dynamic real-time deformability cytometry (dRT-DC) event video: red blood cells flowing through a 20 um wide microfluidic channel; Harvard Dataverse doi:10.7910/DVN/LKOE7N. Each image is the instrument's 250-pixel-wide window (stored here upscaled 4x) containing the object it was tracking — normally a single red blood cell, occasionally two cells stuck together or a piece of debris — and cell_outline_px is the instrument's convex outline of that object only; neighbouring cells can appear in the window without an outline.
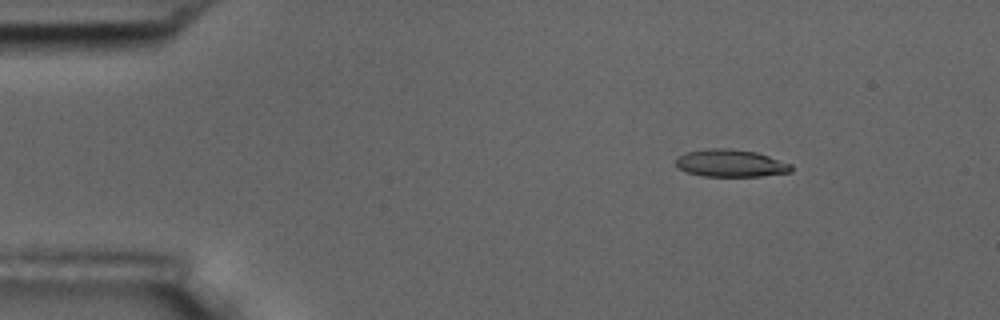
{"species": "common noctule bat (a hibernating species)", "species_latin": "Nyctalus noctula", "temperature_condition": "room temperature", "stored_images_in_passage": 9, "camera_frame_rate_fps": 3000, "um_per_image_px": 0.085, "animal": {"sex": "male", "body_mass_g": 17.5, "forearm_length_mm": 52.3}, "frame": {"image": 1, "passage_image": 3, "time_ms": 2.333, "image_size_px": [1000, 320], "cell_outline_px": [[792, 172], [760, 176], [704, 176], [688, 172], [676, 168], [676, 156], [688, 152], [708, 148], [728, 148], [756, 152], [792, 164]], "centroid_in_image_um": [62.09, 13.87], "position_along_channel_um": 22.9, "area_um2": 18.44}}
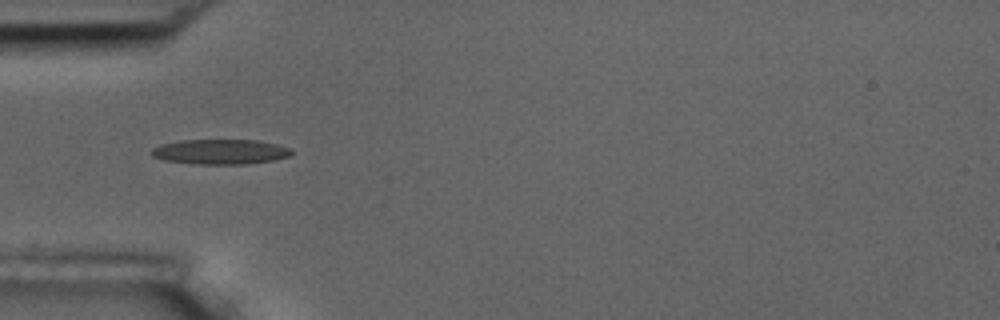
{"frame": {"image": 2, "passage_image": 6, "time_ms": 5.667, "image_size_px": [1000, 320], "cell_outline_px": [[292, 156], [272, 160], [248, 164], [196, 164], [164, 160], [152, 156], [148, 152], [152, 148], [160, 144], [180, 140], [256, 140], [276, 144], [288, 148], [292, 152]], "centroid_in_image_um": [18.68, 12.9], "position_along_channel_um": 66.3, "area_um2": 20.46}}
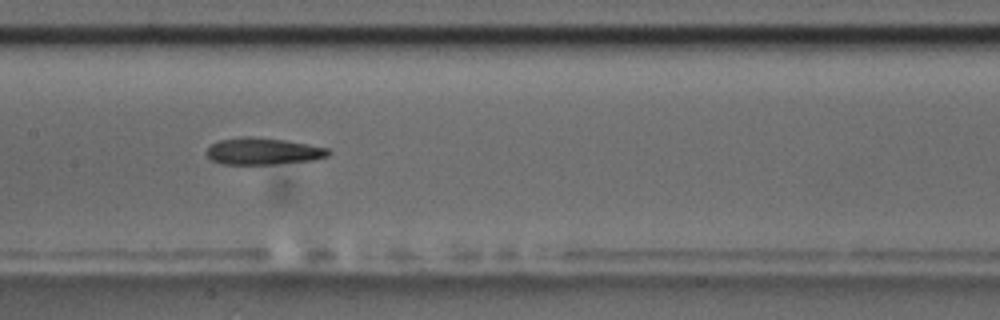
{"frame": {"image": 3, "passage_image": 9, "time_ms": 9.0, "image_size_px": [1000, 320], "cell_outline_px": [[332, 152], [328, 156], [312, 160], [276, 164], [224, 164], [212, 160], [208, 156], [208, 148], [212, 144], [220, 140], [244, 136], [248, 136], [288, 140], [328, 148]], "centroid_in_image_um": [22.41, 12.85], "position_along_channel_um": 185.0, "area_um2": 18.96}}